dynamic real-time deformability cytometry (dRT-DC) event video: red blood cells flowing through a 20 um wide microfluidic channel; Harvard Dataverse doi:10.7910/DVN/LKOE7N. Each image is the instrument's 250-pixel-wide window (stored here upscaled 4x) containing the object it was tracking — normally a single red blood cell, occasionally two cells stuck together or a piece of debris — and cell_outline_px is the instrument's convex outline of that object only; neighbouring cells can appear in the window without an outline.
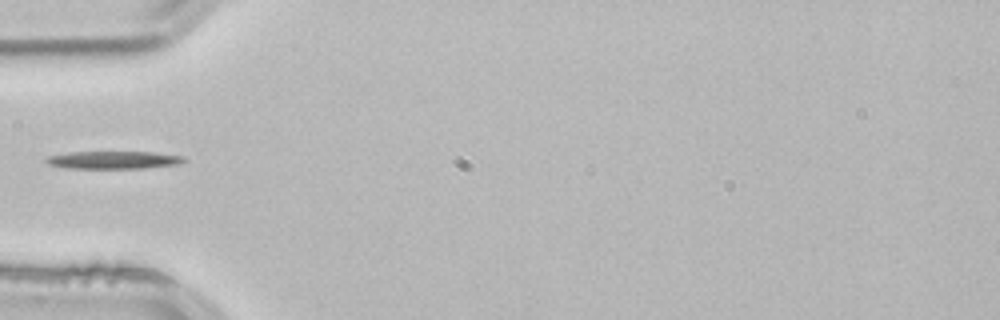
{"species": "common noctule bat (a hibernating species)", "species_latin": "Nyctalus noctula", "temperature_condition": "room temperature", "stored_images_in_passage": 1, "camera_frame_rate_fps": 3000, "um_per_image_px": 0.085, "animal": {"sex": "male", "body_mass_g": 21.5, "forearm_length_mm": 52.0}, "frame": {"image": 1, "passage_image": 1, "time_ms": 0.0, "image_size_px": [1000, 320], "cell_outline_px": [[188, 160], [180, 164], [144, 168], [64, 168], [48, 164], [44, 160], [48, 156], [72, 152], [152, 152], [184, 156]], "centroid_in_image_um": [9.68, 13.6], "position_along_channel_um": 75.3, "area_um2": 14.22}}